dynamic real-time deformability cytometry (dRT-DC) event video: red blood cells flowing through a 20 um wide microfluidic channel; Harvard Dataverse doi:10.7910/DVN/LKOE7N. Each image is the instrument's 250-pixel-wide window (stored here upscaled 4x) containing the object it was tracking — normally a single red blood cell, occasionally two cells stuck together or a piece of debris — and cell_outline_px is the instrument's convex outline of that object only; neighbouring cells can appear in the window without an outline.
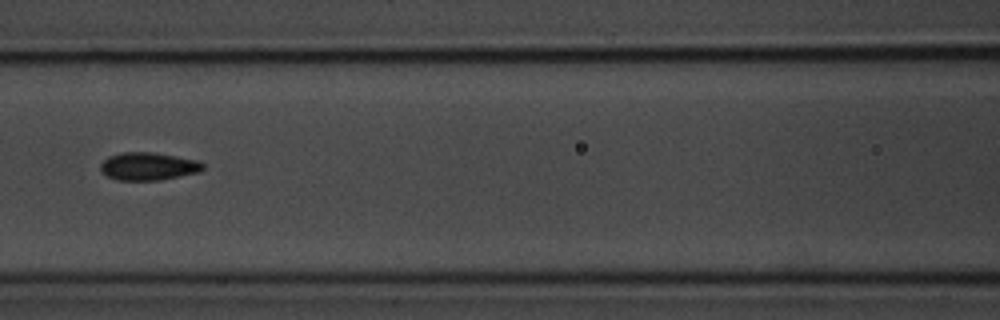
{"species": "common noctule bat (a hibernating species)", "species_latin": "Nyctalus noctula", "temperature_condition": "room temperature", "stored_images_in_passage": 9, "camera_frame_rate_fps": 3000, "um_per_image_px": 0.085, "animal": {"sex": "male", "body_mass_g": 20.1, "forearm_length_mm": 53.5}, "frame": {"image": 1, "passage_image": 6, "time_ms": 7.0, "image_size_px": [1000, 320], "cell_outline_px": [[204, 168], [200, 172], [160, 180], [116, 180], [100, 172], [100, 164], [108, 156], [120, 152], [152, 152], [176, 156], [196, 160], [204, 164]], "centroid_in_image_um": [12.58, 14.13], "position_along_channel_um": 154.0, "area_um2": 16.7}}
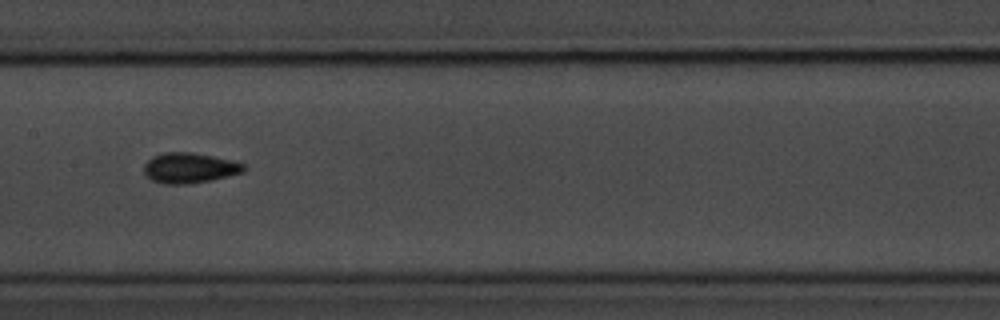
{"frame": {"image": 2, "passage_image": 7, "time_ms": 8.0, "image_size_px": [1000, 320], "cell_outline_px": [[244, 172], [212, 180], [188, 184], [164, 184], [152, 180], [144, 172], [144, 164], [152, 156], [164, 152], [192, 152], [232, 160], [244, 164]], "centroid_in_image_um": [16.09, 14.27], "position_along_channel_um": 191.3, "area_um2": 17.63}}